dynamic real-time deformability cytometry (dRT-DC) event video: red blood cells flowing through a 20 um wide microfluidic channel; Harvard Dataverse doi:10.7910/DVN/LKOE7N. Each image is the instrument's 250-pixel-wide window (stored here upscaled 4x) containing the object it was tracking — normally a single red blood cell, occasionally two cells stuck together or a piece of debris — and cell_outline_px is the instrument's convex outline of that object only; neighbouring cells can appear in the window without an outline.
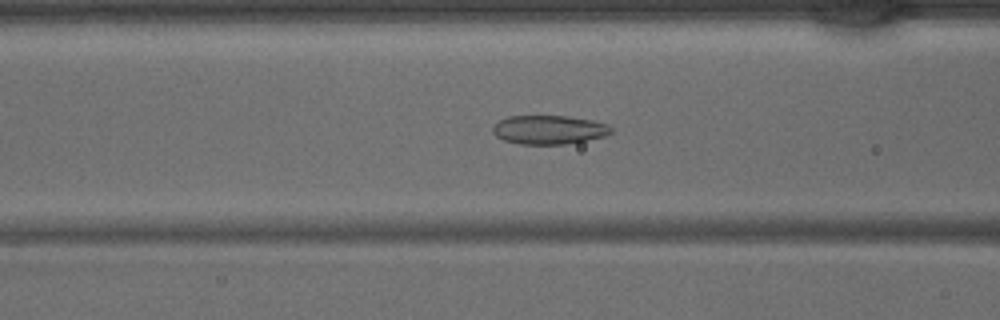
{"species": "common noctule bat (a hibernating species)", "species_latin": "Nyctalus noctula", "temperature_condition": "warm", "stored_images_in_passage": 34, "camera_frame_rate_fps": 3000, "um_per_image_px": 0.085, "animal": {"sex": "male", "body_mass_g": 15.6}, "frame": {"image": 1, "passage_image": 16, "time_ms": 5.0, "image_size_px": [1000, 320], "cell_outline_px": [[612, 132], [604, 136], [564, 144], [520, 144], [504, 140], [496, 136], [492, 132], [492, 128], [500, 120], [508, 116], [568, 116], [592, 120], [608, 124], [612, 128]], "centroid_in_image_um": [46.65, 11.02], "position_along_channel_um": 119.9, "area_um2": 19.77}}
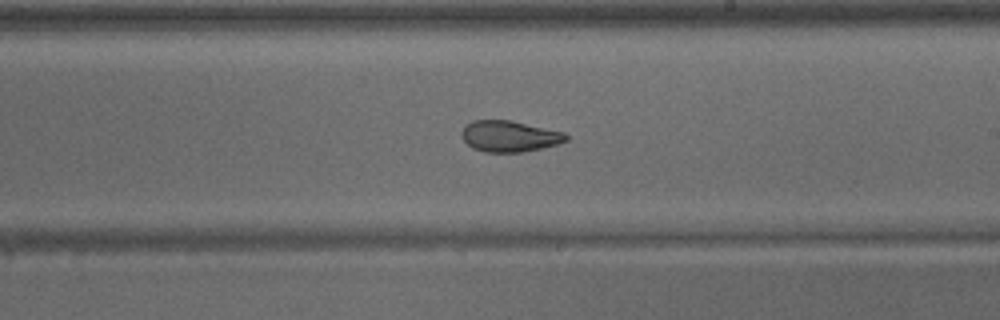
{"frame": {"image": 2, "passage_image": 24, "time_ms": 7.667, "image_size_px": [1000, 320], "cell_outline_px": [[568, 140], [560, 144], [524, 152], [484, 152], [472, 148], [460, 136], [460, 132], [472, 120], [512, 120], [564, 132], [568, 136]], "centroid_in_image_um": [43.32, 11.58], "position_along_channel_um": 245.7, "area_um2": 19.13}}
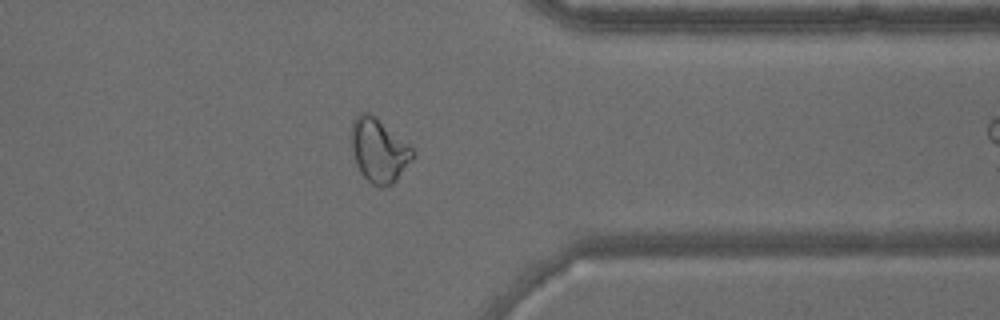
{"frame": {"image": 3, "passage_image": 33, "time_ms": 10.667, "image_size_px": [1000, 320], "cell_outline_px": [[416, 152], [396, 180], [392, 184], [384, 188], [380, 188], [372, 184], [360, 172], [356, 164], [352, 152], [352, 120], [360, 112], [368, 112], [376, 116], [408, 144]], "centroid_in_image_um": [32.19, 12.78], "position_along_channel_um": 379.2, "area_um2": 22.66}}